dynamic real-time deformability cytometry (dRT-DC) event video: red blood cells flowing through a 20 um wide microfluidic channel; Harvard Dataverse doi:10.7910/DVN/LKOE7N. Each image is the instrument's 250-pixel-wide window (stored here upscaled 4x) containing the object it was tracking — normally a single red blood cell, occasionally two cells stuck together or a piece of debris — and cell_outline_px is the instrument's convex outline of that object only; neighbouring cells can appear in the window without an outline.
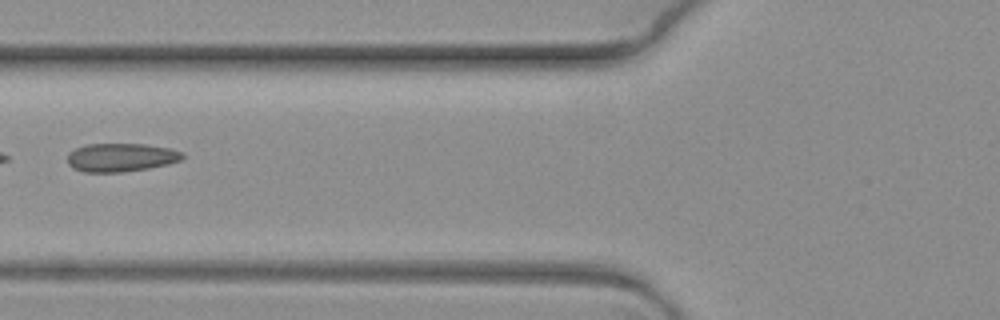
{"species": "common noctule bat (a hibernating species)", "species_latin": "Nyctalus noctula", "temperature_condition": "warm", "stored_images_in_passage": 7, "camera_frame_rate_fps": 3000, "um_per_image_px": 0.085, "animal": {"sex": "female", "body_mass_g": 19.3, "forearm_length_mm": 54.1}, "frame": {"image": 1, "passage_image": 3, "time_ms": 0.667, "image_size_px": [1000, 320], "cell_outline_px": [[184, 156], [180, 160], [168, 164], [148, 168], [124, 172], [84, 172], [72, 168], [68, 164], [68, 152], [84, 144], [144, 144], [168, 148], [184, 152]], "centroid_in_image_um": [10.25, 13.38], "position_along_channel_um": 115.5, "area_um2": 19.13}}